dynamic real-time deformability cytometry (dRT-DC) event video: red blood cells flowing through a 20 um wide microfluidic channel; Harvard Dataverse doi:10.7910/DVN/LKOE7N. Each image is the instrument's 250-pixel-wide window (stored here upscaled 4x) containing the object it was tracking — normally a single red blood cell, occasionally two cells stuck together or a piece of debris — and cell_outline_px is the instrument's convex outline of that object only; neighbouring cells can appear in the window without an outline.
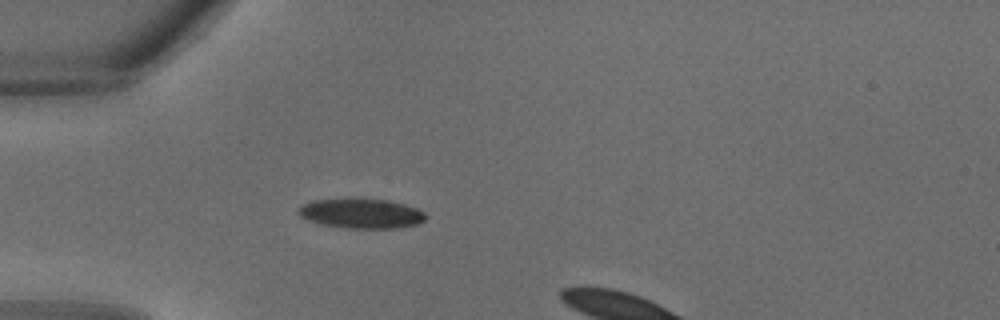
{"species": "common noctule bat (a hibernating species)", "species_latin": "Nyctalus noctula", "temperature_condition": "warm", "stored_images_in_passage": 5, "camera_frame_rate_fps": 3000, "um_per_image_px": 0.085, "animal": {"sex": "male", "body_mass_g": 18.8}, "frame": {"image": 1, "passage_image": 2, "time_ms": 0.333, "image_size_px": [1000, 320], "cell_outline_px": [[428, 216], [424, 220], [416, 224], [396, 228], [344, 228], [320, 224], [308, 220], [300, 216], [296, 212], [304, 204], [312, 200], [388, 200], [404, 204], [416, 208], [424, 212]], "centroid_in_image_um": [30.72, 18.17], "position_along_channel_um": 54.3, "area_um2": 21.62}}
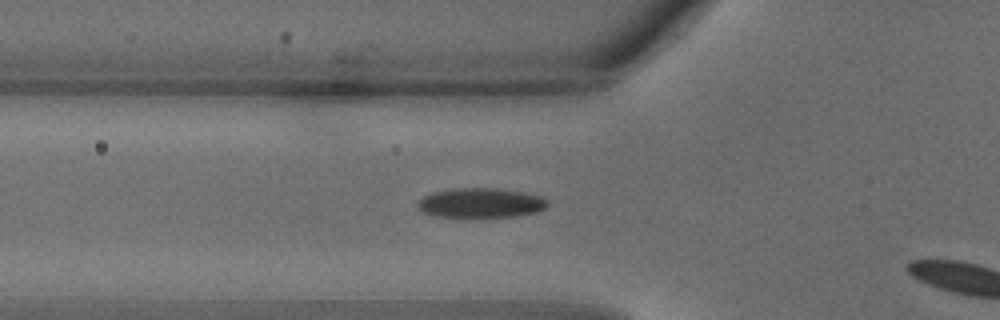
{"frame": {"image": 2, "passage_image": 4, "time_ms": 1.0, "image_size_px": [1000, 320], "cell_outline_px": [[548, 204], [544, 208], [536, 212], [516, 216], [476, 220], [436, 216], [424, 212], [416, 204], [424, 196], [432, 192], [452, 188], [496, 188], [524, 192], [540, 196], [548, 200]], "centroid_in_image_um": [40.86, 17.29], "position_along_channel_um": 84.9, "area_um2": 23.29}}